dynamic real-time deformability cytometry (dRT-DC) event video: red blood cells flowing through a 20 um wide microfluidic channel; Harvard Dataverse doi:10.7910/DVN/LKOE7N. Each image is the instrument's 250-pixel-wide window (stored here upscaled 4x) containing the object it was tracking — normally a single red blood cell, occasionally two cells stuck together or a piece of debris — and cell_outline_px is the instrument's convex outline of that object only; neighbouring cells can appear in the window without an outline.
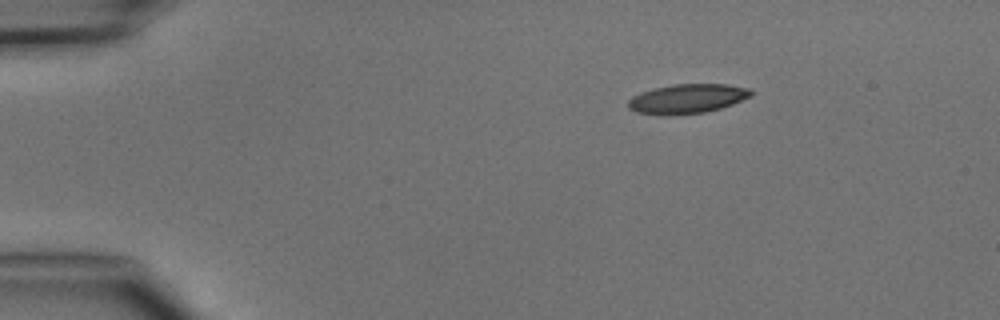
{"species": "common noctule bat (a hibernating species)", "species_latin": "Nyctalus noctula", "temperature_condition": "cold", "stored_images_in_passage": 2, "camera_frame_rate_fps": 3000, "um_per_image_px": 0.085, "animal": {"sex": "male", "body_mass_g": 15.6}, "frame": {"image": 1, "passage_image": 1, "time_ms": 0.0, "image_size_px": [1000, 320], "cell_outline_px": [[752, 96], [732, 104], [720, 108], [704, 112], [668, 116], [664, 116], [636, 112], [628, 108], [628, 100], [632, 96], [640, 92], [672, 84], [728, 84], [752, 88]], "centroid_in_image_um": [58.41, 8.39], "position_along_channel_um": 26.6, "area_um2": 21.27}}